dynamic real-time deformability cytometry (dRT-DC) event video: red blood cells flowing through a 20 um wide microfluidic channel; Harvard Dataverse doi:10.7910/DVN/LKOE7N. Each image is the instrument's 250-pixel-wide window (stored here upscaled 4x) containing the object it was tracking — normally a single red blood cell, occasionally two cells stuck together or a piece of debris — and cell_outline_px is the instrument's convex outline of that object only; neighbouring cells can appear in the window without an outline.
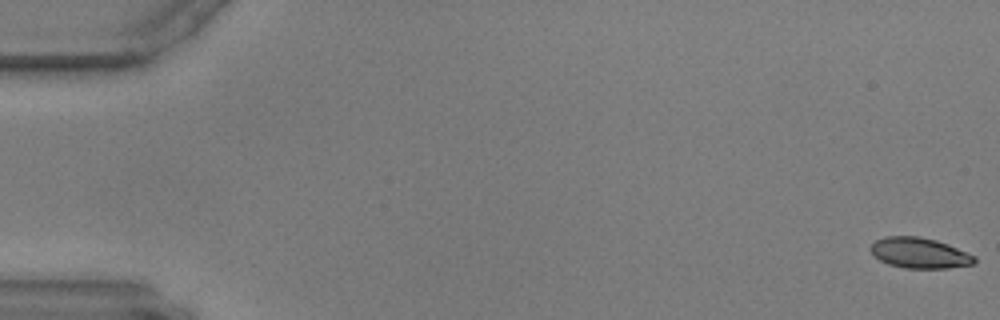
{"species": "common noctule bat (a hibernating species)", "species_latin": "Nyctalus noctula", "temperature_condition": "warm", "stored_images_in_passage": 23, "camera_frame_rate_fps": 3000, "um_per_image_px": 0.085, "animal": {"sex": "male", "body_mass_g": 17.9, "forearm_length_mm": 54.2}, "frame": {"image": 1, "passage_image": 1, "time_ms": 0.0, "image_size_px": [1000, 320], "cell_outline_px": [[976, 260], [972, 264], [948, 268], [904, 268], [888, 264], [872, 256], [868, 248], [876, 240], [884, 236], [920, 236], [936, 240], [948, 244], [976, 256]], "centroid_in_image_um": [78.11, 21.49], "position_along_channel_um": 6.9, "area_um2": 18.67}}
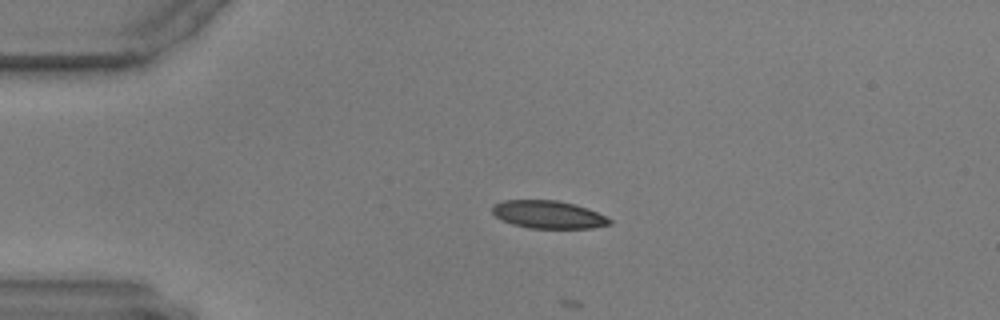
{"frame": {"image": 2, "passage_image": 14, "time_ms": 4.333, "image_size_px": [1000, 320], "cell_outline_px": [[612, 224], [592, 228], [528, 228], [512, 224], [496, 216], [492, 212], [492, 204], [504, 200], [556, 200], [576, 204], [588, 208], [612, 220]], "centroid_in_image_um": [46.61, 18.23], "position_along_channel_um": 38.4, "area_um2": 19.02}}